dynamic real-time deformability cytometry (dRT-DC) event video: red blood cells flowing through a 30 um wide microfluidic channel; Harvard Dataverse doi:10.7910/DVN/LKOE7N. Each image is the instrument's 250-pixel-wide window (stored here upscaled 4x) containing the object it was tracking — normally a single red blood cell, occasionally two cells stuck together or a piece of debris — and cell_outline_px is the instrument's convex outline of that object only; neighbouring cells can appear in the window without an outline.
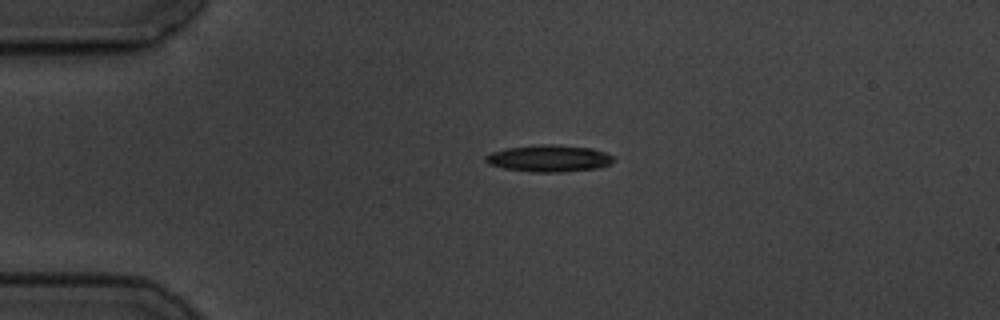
{"species": "common noctule bat (a hibernating species)", "species_latin": "Nyctalus noctula", "temperature_condition": "cold", "stored_images_in_passage": 2, "camera_frame_rate_fps": 3000, "um_per_image_px": 0.085, "animal": {"sex": "male", "body_mass_g": 19.5, "forearm_length_mm": 54.6}, "frame": {"image": 1, "passage_image": 1, "time_ms": 0.0, "image_size_px": [1000, 320], "cell_outline_px": [[612, 164], [596, 168], [564, 172], [532, 172], [504, 168], [488, 164], [484, 160], [484, 156], [492, 152], [508, 148], [540, 144], [556, 144], [592, 148], [604, 152], [612, 156]], "centroid_in_image_um": [46.65, 13.46], "position_along_channel_um": 38.4, "area_um2": 20.0}}